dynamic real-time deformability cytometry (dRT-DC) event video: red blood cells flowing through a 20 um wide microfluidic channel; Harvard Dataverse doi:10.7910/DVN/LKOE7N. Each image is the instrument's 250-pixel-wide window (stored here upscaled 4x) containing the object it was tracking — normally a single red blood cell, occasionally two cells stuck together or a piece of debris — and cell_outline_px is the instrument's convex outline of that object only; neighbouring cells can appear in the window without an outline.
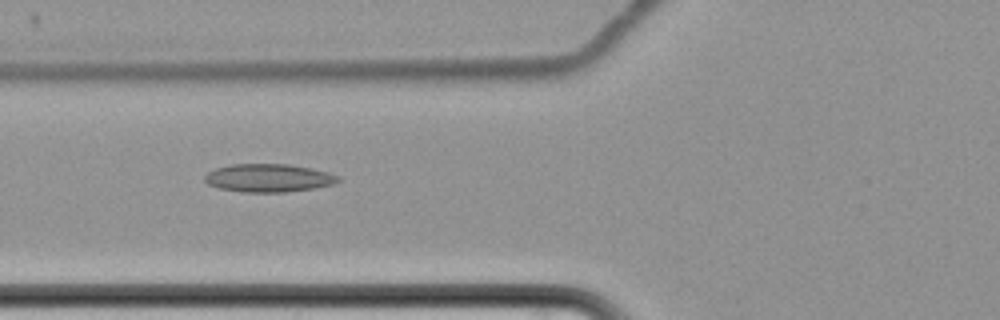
{"species": "common noctule bat (a hibernating species)", "species_latin": "Nyctalus noctula", "temperature_condition": "cold", "stored_images_in_passage": 9, "camera_frame_rate_fps": 3000, "um_per_image_px": 0.085, "animal": {"sex": "female", "body_mass_g": 22.7, "forearm_length_mm": 54.2}, "frame": {"image": 1, "passage_image": 8, "time_ms": 8.333, "image_size_px": [1000, 320], "cell_outline_px": [[340, 180], [332, 184], [312, 188], [284, 192], [244, 192], [220, 188], [208, 184], [204, 180], [204, 176], [208, 172], [216, 168], [228, 164], [288, 164], [328, 172], [340, 176]], "centroid_in_image_um": [22.79, 15.12], "position_along_channel_um": 103.0, "area_um2": 21.68}}
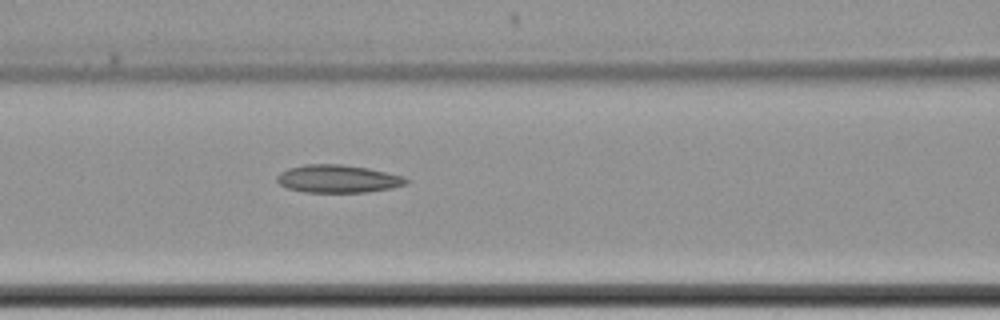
{"frame": {"image": 2, "passage_image": 9, "time_ms": 9.333, "image_size_px": [1000, 320], "cell_outline_px": [[408, 184], [392, 188], [368, 192], [304, 192], [288, 188], [280, 184], [276, 180], [276, 176], [280, 172], [288, 168], [304, 164], [340, 164], [368, 168], [404, 176], [408, 180]], "centroid_in_image_um": [28.72, 15.2], "position_along_channel_um": 137.9, "area_um2": 21.04}}